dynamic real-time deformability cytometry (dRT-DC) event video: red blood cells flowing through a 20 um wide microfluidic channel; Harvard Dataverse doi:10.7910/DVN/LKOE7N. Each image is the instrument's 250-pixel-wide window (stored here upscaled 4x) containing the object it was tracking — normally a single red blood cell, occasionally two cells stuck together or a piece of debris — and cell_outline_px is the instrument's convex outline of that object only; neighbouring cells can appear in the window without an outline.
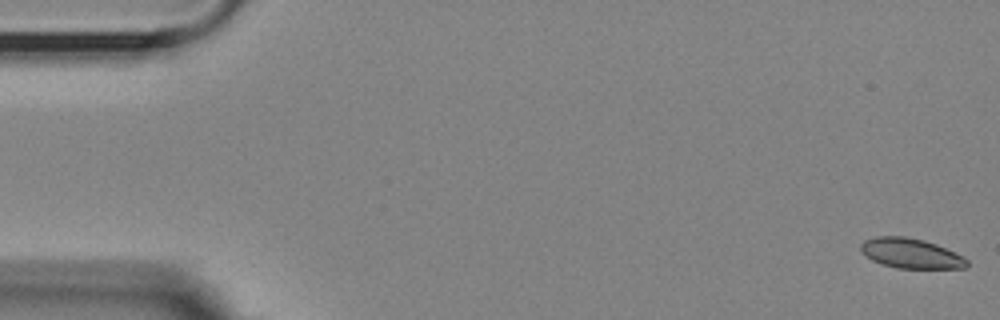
{"species": "Egyptian fruit bat (a non-hibernating species)", "species_latin": "Rousettus aegyptiacus", "temperature_condition": "room temperature", "stored_images_in_passage": 10, "camera_frame_rate_fps": 3000, "um_per_image_px": 0.085, "animal": {"sex": "female"}, "frame": {"image": 1, "passage_image": 1, "time_ms": 0.0, "image_size_px": [1000, 320], "cell_outline_px": [[968, 268], [896, 268], [872, 260], [860, 252], [860, 244], [864, 240], [876, 236], [904, 236], [924, 240], [936, 244], [964, 256], [968, 260]], "centroid_in_image_um": [77.42, 21.53], "position_along_channel_um": 7.6, "area_um2": 18.61}}